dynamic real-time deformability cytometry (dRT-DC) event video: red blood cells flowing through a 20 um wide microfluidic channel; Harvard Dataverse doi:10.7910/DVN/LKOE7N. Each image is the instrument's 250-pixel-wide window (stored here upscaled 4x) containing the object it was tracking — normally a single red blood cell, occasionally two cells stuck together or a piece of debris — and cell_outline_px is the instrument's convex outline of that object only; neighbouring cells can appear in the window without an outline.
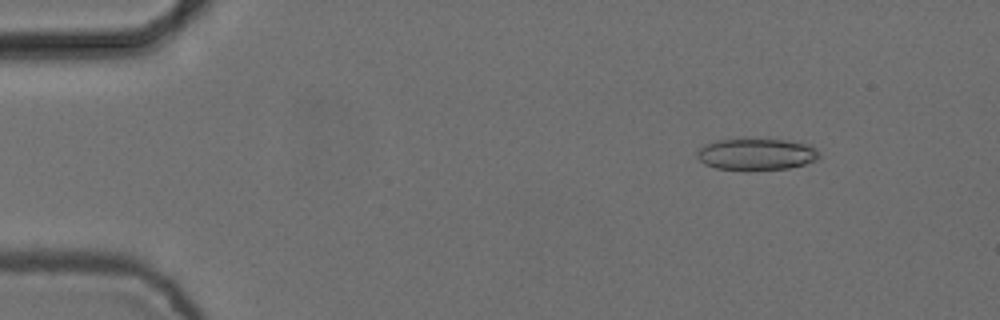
{"species": "common noctule bat (a hibernating species)", "species_latin": "Nyctalus noctula", "temperature_condition": "cold", "stored_images_in_passage": 4, "camera_frame_rate_fps": 3000, "um_per_image_px": 0.085, "animal": {"sex": "female", "body_mass_g": 24.6, "forearm_length_mm": 56.2}, "frame": {"image": 1, "passage_image": 2, "time_ms": 0.333, "image_size_px": [1000, 320], "cell_outline_px": [[820, 156], [816, 160], [804, 164], [788, 168], [748, 172], [716, 168], [704, 164], [696, 156], [696, 152], [704, 144], [716, 140], [788, 140], [812, 144], [820, 152]], "centroid_in_image_um": [64.31, 13.14], "position_along_channel_um": 20.7, "area_um2": 23.0}}